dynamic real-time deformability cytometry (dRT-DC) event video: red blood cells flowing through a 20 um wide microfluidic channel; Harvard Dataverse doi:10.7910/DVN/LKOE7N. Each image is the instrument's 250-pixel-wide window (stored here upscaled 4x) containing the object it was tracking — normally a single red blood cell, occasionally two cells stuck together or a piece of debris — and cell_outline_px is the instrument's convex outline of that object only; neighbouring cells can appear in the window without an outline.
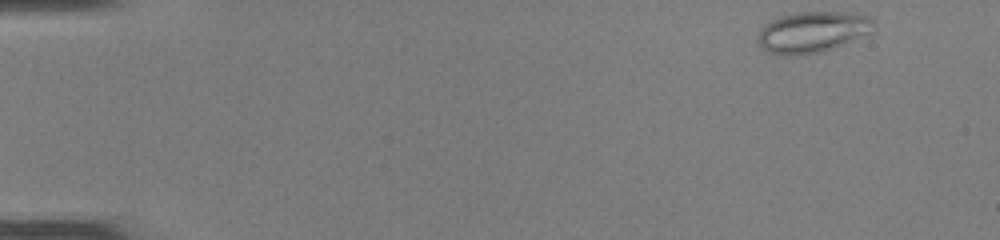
{"species": "common noctule bat (a hibernating species)", "species_latin": "Nyctalus noctula", "temperature_condition": "room temperature", "stored_images_in_passage": 46, "camera_frame_rate_fps": 3000, "um_per_image_px": 0.085, "animal": {"sex": "female", "body_mass_g": 22.0, "forearm_length_mm": 56.7}, "frame": {"image": 1, "passage_image": 1, "time_ms": 0.0, "image_size_px": [1000, 240], "cell_outline_px": [[876, 32], [832, 48], [820, 52], [784, 56], [772, 52], [764, 48], [756, 40], [760, 28], [764, 24], [780, 16], [796, 12], [836, 12], [864, 16], [876, 20]], "centroid_in_image_um": [69.09, 2.71], "position_along_channel_um": 15.9, "area_um2": 27.69}}
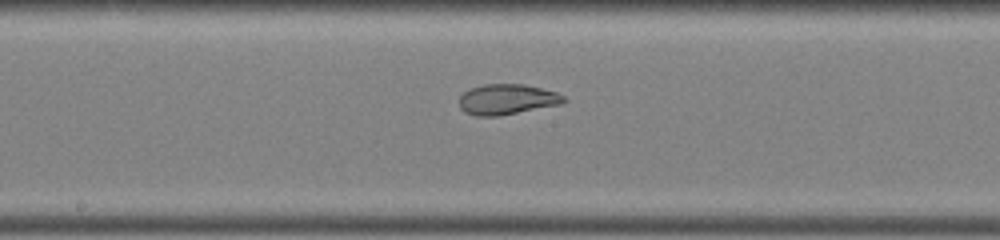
{"frame": {"image": 2, "passage_image": 24, "time_ms": 7.667, "image_size_px": [1000, 240], "cell_outline_px": [[568, 100], [560, 104], [496, 116], [476, 116], [464, 112], [460, 108], [460, 96], [464, 92], [472, 88], [484, 84], [524, 84], [556, 92], [564, 96]], "centroid_in_image_um": [43.08, 8.44], "position_along_channel_um": 205.1, "area_um2": 18.32}}
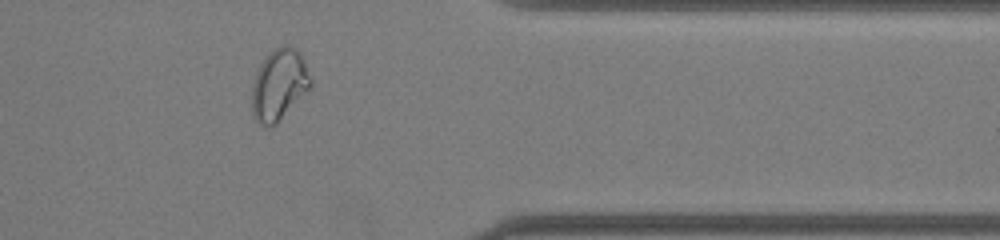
{"frame": {"image": 3, "passage_image": 38, "time_ms": 12.333, "image_size_px": [1000, 240], "cell_outline_px": [[312, 88], [276, 124], [268, 128], [260, 124], [252, 116], [252, 88], [256, 72], [260, 64], [268, 52], [272, 48], [284, 44], [296, 48], [304, 60], [312, 80]], "centroid_in_image_um": [23.73, 7.2], "position_along_channel_um": 387.7, "area_um2": 24.85}, "authors_computed_cell_mechanics": {"area_um2": 24.1315, "velocity_mm_per_s": 4.1172, "shape_relaxation_time_tau1_ms": null, "shape_relaxation_time_tau2_ms": 1.3336, "deformation_change_tau1": null, "deformation_change_tau2": 0.067}}